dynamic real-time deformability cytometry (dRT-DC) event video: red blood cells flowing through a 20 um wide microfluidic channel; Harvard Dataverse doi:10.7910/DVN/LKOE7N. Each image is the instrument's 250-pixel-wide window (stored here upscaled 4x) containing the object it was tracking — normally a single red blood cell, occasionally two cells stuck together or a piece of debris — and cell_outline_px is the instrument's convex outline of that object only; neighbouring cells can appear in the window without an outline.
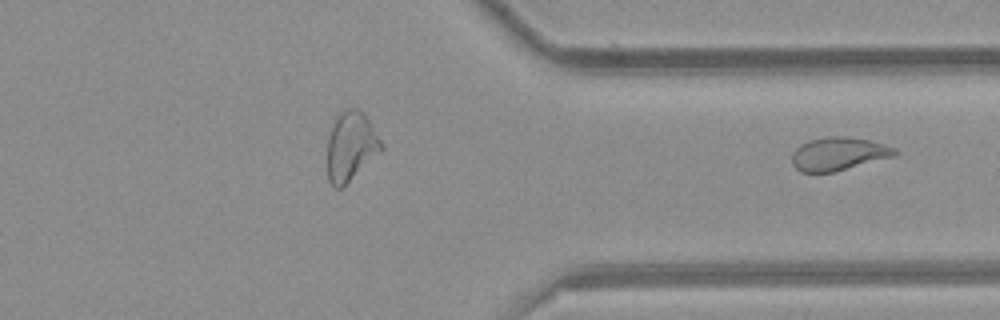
{"species": "common noctule bat (a hibernating species)", "species_latin": "Nyctalus noctula", "temperature_condition": "room temperature", "stored_images_in_passage": 29, "segment_of_instrument_passage": [2, 2], "camera_frame_rate_fps": 3000, "um_per_image_px": 0.085, "animal": {"sex": "female", "body_mass_g": 21.9}, "frame": {"image": 1, "passage_image": 29, "time_ms": 9.333, "image_size_px": [1000, 320], "cell_outline_px": [[896, 156], [832, 172], [800, 172], [792, 164], [792, 156], [796, 148], [808, 140], [828, 136], [848, 136], [868, 140], [896, 148]], "centroid_in_image_um": [71.26, 13.07], "position_along_channel_um": 340.1, "area_um2": 19.77}}